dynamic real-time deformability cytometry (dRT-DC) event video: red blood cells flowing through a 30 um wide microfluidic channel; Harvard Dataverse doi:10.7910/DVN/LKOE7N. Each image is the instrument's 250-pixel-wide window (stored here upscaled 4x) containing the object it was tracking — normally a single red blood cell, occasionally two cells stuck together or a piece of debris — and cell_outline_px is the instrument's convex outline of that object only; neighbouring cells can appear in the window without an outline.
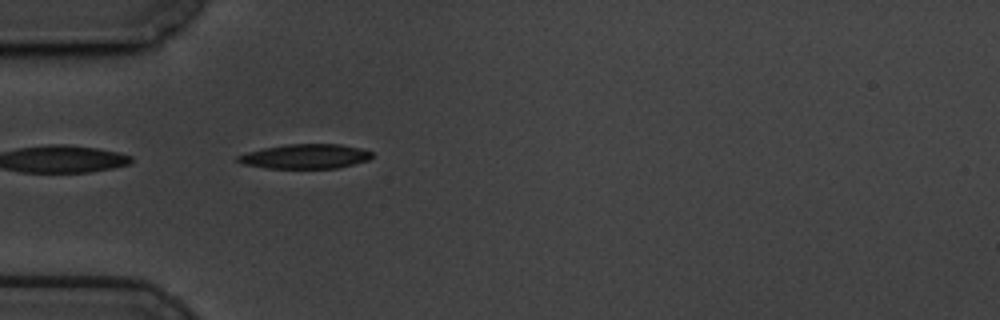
{"species": "common noctule bat (a hibernating species)", "species_latin": "Nyctalus noctula", "temperature_condition": "cold", "stored_images_in_passage": 38, "camera_frame_rate_fps": 3000, "um_per_image_px": 0.085, "animal": {"sex": "male", "body_mass_g": 19.5, "forearm_length_mm": 54.6}, "frame": {"image": 1, "passage_image": 1, "time_ms": 0.0, "image_size_px": [1000, 320], "cell_outline_px": [[372, 156], [368, 160], [336, 168], [264, 168], [244, 164], [236, 160], [236, 156], [248, 152], [264, 148], [288, 144], [340, 144], [360, 148], [372, 152]], "centroid_in_image_um": [25.94, 13.29], "position_along_channel_um": 59.1, "area_um2": 19.02}}
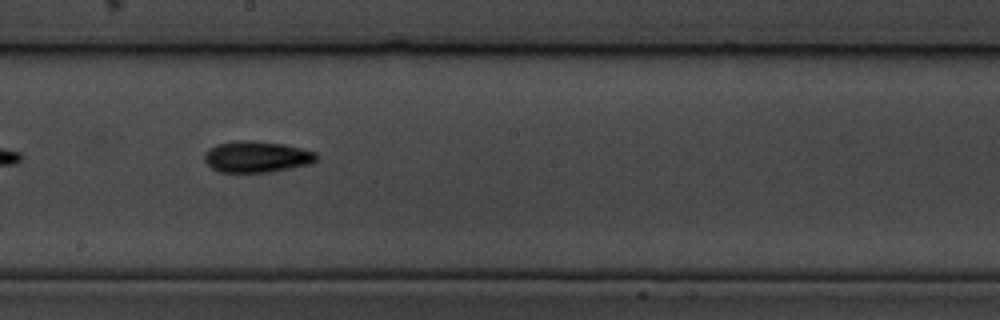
{"frame": {"image": 2, "passage_image": 16, "time_ms": 5.0, "image_size_px": [1000, 320], "cell_outline_px": [[316, 160], [308, 164], [272, 172], [220, 172], [212, 168], [204, 160], [204, 152], [208, 148], [216, 144], [236, 140], [252, 140], [284, 144], [316, 152]], "centroid_in_image_um": [21.77, 13.31], "position_along_channel_um": 226.4, "area_um2": 20.46}}
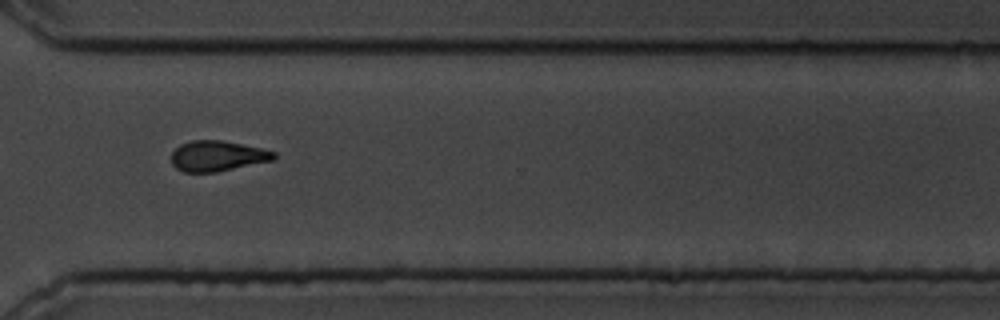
{"frame": {"image": 3, "passage_image": 27, "time_ms": 8.667, "image_size_px": [1000, 320], "cell_outline_px": [[276, 160], [216, 172], [184, 172], [176, 168], [172, 164], [172, 152], [180, 144], [192, 140], [220, 140], [260, 148], [276, 152]], "centroid_in_image_um": [18.49, 13.26], "position_along_channel_um": 352.1, "area_um2": 18.21}, "authors_computed_cell_mechanics": {"area_um2": 18.9295, "velocity_mm_per_s": 3.4377, "shape_relaxation_time_tau1_ms": 4.3344, "shape_relaxation_time_tau2_ms": null, "deformation_change_tau1": 0.1507, "deformation_change_tau2": null}}